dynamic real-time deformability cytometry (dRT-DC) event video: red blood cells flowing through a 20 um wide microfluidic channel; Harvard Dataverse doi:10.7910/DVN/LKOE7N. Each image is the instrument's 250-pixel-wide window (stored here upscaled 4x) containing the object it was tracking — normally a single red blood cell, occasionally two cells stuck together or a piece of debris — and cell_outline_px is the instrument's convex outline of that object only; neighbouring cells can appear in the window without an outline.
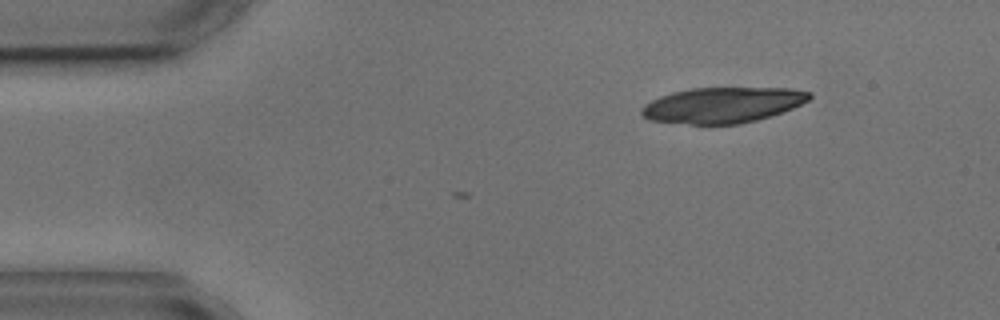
{"species": "common noctule bat (a hibernating species)", "species_latin": "Nyctalus noctula", "temperature_condition": "cold", "stored_images_in_passage": 2, "camera_frame_rate_fps": 3000, "um_per_image_px": 0.085, "animal": {"sex": "male", "body_mass_g": 17.9, "forearm_length_mm": 54.2}, "frame": {"image": 1, "passage_image": 1, "time_ms": 0.0, "image_size_px": [1000, 320], "cell_outline_px": [[812, 96], [808, 100], [792, 108], [756, 120], [740, 124], [688, 124], [648, 120], [640, 112], [640, 108], [644, 104], [660, 96], [672, 92], [692, 88], [792, 88], [812, 92]], "centroid_in_image_um": [61.39, 8.92], "position_along_channel_um": 23.6, "area_um2": 34.8}}